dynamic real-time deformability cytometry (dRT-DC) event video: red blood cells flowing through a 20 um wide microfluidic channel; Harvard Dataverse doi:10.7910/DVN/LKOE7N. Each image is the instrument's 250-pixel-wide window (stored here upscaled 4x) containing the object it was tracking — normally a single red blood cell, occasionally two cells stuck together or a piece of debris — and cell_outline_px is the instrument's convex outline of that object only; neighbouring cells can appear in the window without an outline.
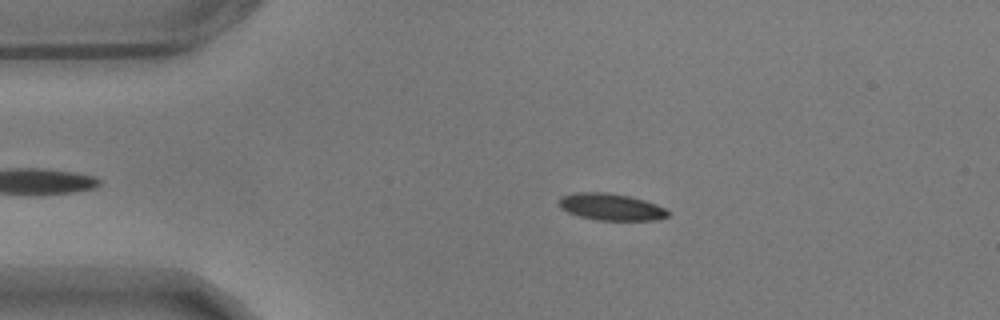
{"species": "common noctule bat (a hibernating species)", "species_latin": "Nyctalus noctula", "temperature_condition": "warm", "stored_images_in_passage": 49, "camera_frame_rate_fps": 3000, "um_per_image_px": 0.085, "animal": {"sex": "male", "body_mass_g": 17.9}, "frame": {"image": 1, "passage_image": 9, "time_ms": 2.667, "image_size_px": [1000, 320], "cell_outline_px": [[668, 212], [664, 216], [632, 220], [616, 220], [592, 216], [576, 212], [568, 208], [564, 204], [564, 200], [572, 196], [616, 196], [636, 200], [660, 208]], "centroid_in_image_um": [52.12, 17.66], "position_along_channel_um": 32.9, "area_um2": 12.77}}
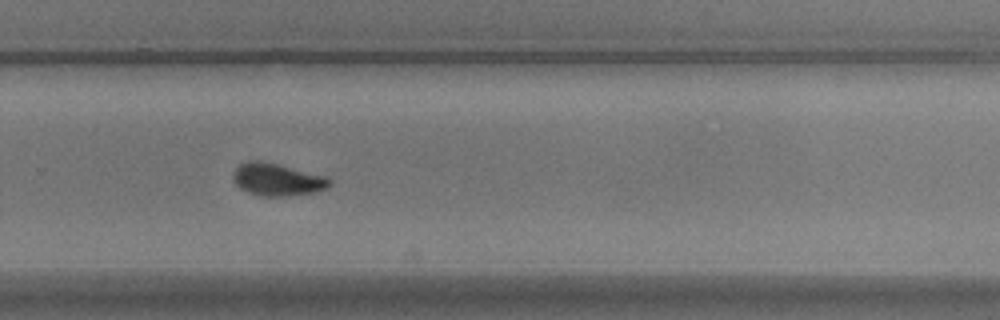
{"frame": {"image": 2, "passage_image": 36, "time_ms": 11.667, "image_size_px": [1000, 320], "cell_outline_px": [[324, 184], [316, 188], [280, 192], [252, 188], [244, 184], [240, 180], [240, 168], [248, 164], [260, 164], [280, 168], [324, 180]], "centroid_in_image_um": [23.5, 15.2], "position_along_channel_um": 306.3, "area_um2": 11.5}}
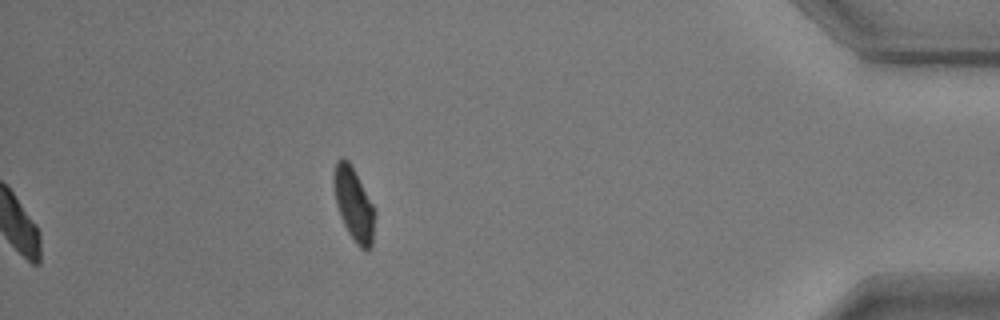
{"frame": {"image": 3, "passage_image": 49, "time_ms": 16.0, "image_size_px": [1000, 320], "cell_outline_px": [[372, 224], [368, 244], [364, 248], [356, 240], [348, 228], [340, 208], [336, 196], [336, 168], [340, 160], [344, 160], [348, 164], [372, 208]], "centroid_in_image_um": [30.05, 17.34], "position_along_channel_um": 405.2, "area_um2": 13.64}, "authors_computed_cell_mechanics": {"area_um2": 11.7334, "velocity_mm_per_s": 3.4593, "shape_relaxation_time_tau1_ms": null, "shape_relaxation_time_tau2_ms": 5.7783, "deformation_change_tau1": null, "deformation_change_tau2": 0.1498}}